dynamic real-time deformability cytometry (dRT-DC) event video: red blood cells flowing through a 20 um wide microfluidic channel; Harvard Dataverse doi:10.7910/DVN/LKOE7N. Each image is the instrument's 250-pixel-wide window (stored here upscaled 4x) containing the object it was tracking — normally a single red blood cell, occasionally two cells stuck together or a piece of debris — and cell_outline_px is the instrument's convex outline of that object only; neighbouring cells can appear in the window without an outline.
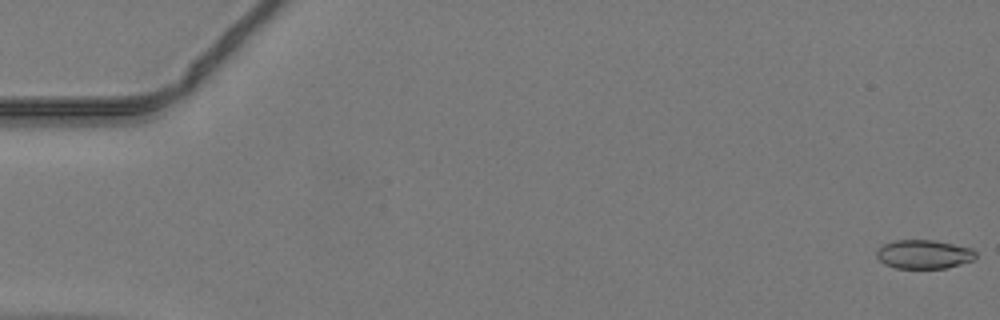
{"species": "common noctule bat (a hibernating species)", "species_latin": "Nyctalus noctula", "temperature_condition": "warm", "stored_images_in_passage": 48, "camera_frame_rate_fps": 3000, "um_per_image_px": 0.085, "animal": {"sex": "male", "body_mass_g": 19.2, "forearm_length_mm": 51.8}, "frame": {"image": 1, "passage_image": 1, "time_ms": 0.0, "image_size_px": [1000, 320], "cell_outline_px": [[976, 256], [972, 260], [960, 264], [944, 268], [896, 268], [884, 264], [876, 256], [876, 248], [880, 244], [896, 240], [936, 240], [972, 248], [976, 252]], "centroid_in_image_um": [78.48, 21.6], "position_along_channel_um": 6.5, "area_um2": 16.82}}
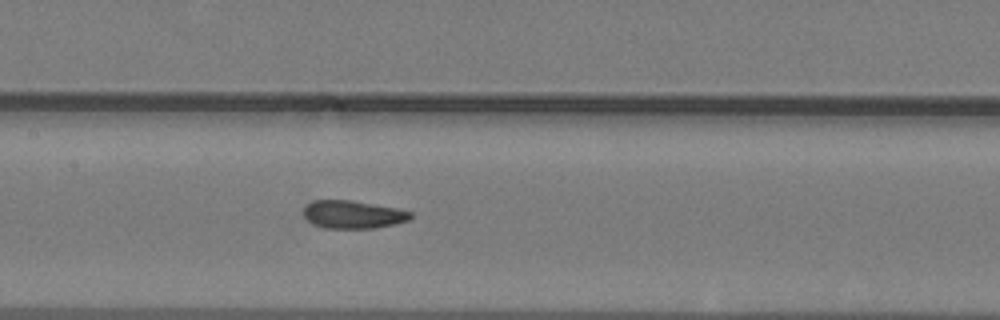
{"frame": {"image": 2, "passage_image": 24, "time_ms": 7.667, "image_size_px": [1000, 320], "cell_outline_px": [[412, 216], [408, 220], [376, 228], [324, 228], [312, 224], [304, 216], [304, 208], [312, 200], [352, 200], [396, 208], [412, 212]], "centroid_in_image_um": [29.98, 18.23], "position_along_channel_um": 177.4, "area_um2": 17.34}}
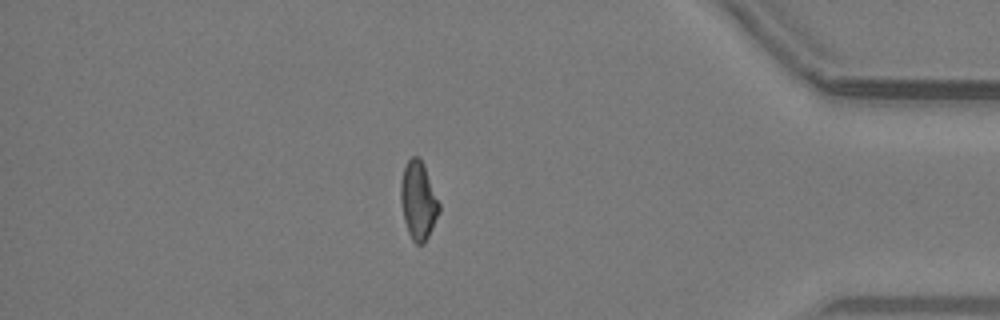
{"frame": {"image": 3, "passage_image": 42, "time_ms": 13.667, "image_size_px": [1000, 320], "cell_outline_px": [[440, 212], [424, 244], [416, 244], [412, 240], [408, 232], [404, 220], [400, 200], [400, 180], [404, 164], [412, 156], [420, 156], [424, 164], [440, 204]], "centroid_in_image_um": [35.54, 17.01], "position_along_channel_um": 399.7, "area_um2": 17.74}}